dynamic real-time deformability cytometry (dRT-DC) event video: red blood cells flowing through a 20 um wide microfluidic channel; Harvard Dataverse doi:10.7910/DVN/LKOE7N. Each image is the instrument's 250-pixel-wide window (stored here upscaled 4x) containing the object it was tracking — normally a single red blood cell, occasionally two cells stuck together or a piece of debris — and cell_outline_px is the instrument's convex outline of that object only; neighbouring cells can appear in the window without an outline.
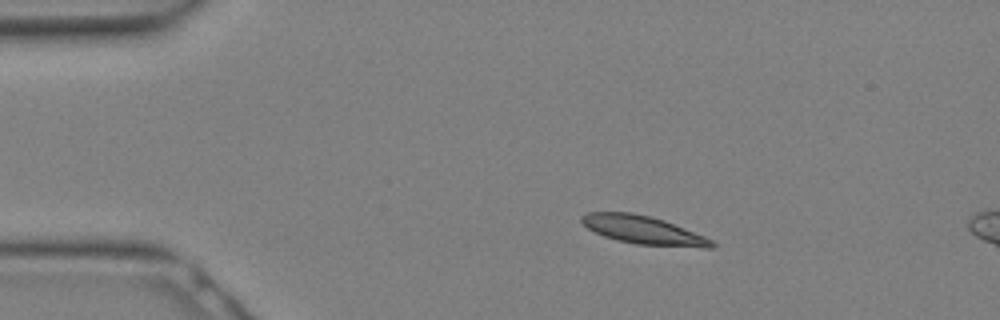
{"species": "Egyptian fruit bat (a non-hibernating species)", "species_latin": "Rousettus aegyptiacus", "temperature_condition": "warm", "stored_images_in_passage": 29, "camera_frame_rate_fps": 3000, "um_per_image_px": 0.085, "animal": {"sex": "female"}, "frame": {"image": 1, "passage_image": 5, "time_ms": 1.333, "image_size_px": [1000, 320], "cell_outline_px": [[716, 244], [712, 248], [704, 248], [636, 244], [616, 240], [604, 236], [588, 228], [580, 220], [580, 216], [588, 212], [632, 212], [652, 216], [664, 220], [704, 236], [712, 240]], "centroid_in_image_um": [54.68, 19.55], "position_along_channel_um": 30.3, "area_um2": 21.44}}
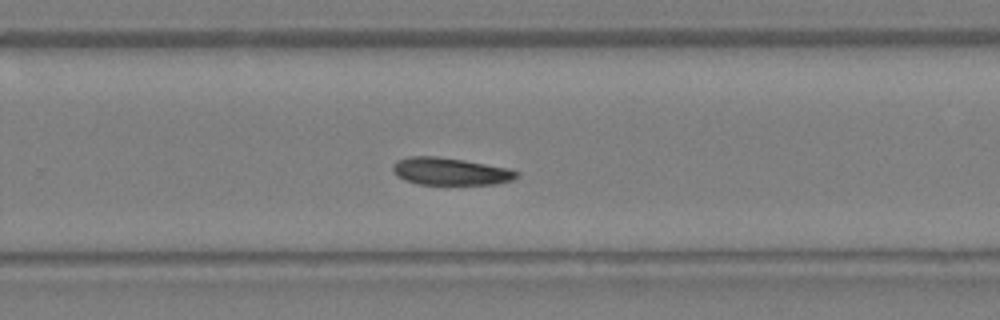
{"frame": {"image": 2, "passage_image": 19, "time_ms": 6.0, "image_size_px": [1000, 320], "cell_outline_px": [[520, 172], [512, 180], [496, 184], [420, 184], [404, 180], [396, 176], [392, 168], [392, 164], [396, 160], [408, 156], [436, 156], [464, 160], [508, 168]], "centroid_in_image_um": [38.23, 14.56], "position_along_channel_um": 291.6, "area_um2": 19.77}}
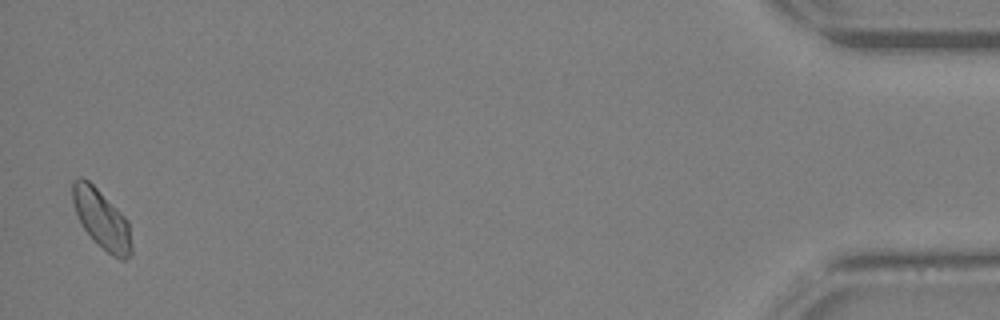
{"frame": {"image": 3, "passage_image": 29, "time_ms": 9.333, "image_size_px": [1000, 320], "cell_outline_px": [[132, 256], [124, 260], [120, 260], [112, 256], [80, 224], [72, 200], [72, 180], [80, 176], [88, 180], [128, 220], [132, 248]], "centroid_in_image_um": [8.64, 18.63], "position_along_channel_um": 426.6, "area_um2": 19.94}}